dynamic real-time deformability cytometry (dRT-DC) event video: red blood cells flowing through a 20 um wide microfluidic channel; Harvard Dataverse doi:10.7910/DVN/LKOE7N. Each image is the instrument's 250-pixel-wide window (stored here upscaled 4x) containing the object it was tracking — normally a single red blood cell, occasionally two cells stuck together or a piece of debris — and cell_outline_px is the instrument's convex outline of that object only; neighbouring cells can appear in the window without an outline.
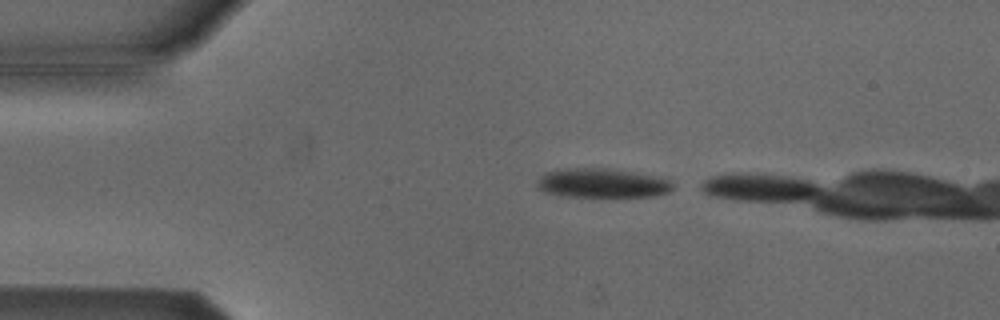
{"species": "Egyptian fruit bat (a non-hibernating species)", "species_latin": "Rousettus aegyptiacus", "temperature_condition": "cold", "stored_images_in_passage": 10, "camera_frame_rate_fps": 3000, "um_per_image_px": 0.085, "animal": {"sex": "male"}, "frame": {"image": 1, "passage_image": 1, "time_ms": 0.0, "image_size_px": [1000, 320], "cell_outline_px": [[676, 184], [668, 192], [656, 196], [560, 196], [544, 192], [536, 188], [536, 180], [544, 172], [568, 168], [608, 168], [664, 176]], "centroid_in_image_um": [51.2, 15.55], "position_along_channel_um": 33.8, "area_um2": 23.64}}